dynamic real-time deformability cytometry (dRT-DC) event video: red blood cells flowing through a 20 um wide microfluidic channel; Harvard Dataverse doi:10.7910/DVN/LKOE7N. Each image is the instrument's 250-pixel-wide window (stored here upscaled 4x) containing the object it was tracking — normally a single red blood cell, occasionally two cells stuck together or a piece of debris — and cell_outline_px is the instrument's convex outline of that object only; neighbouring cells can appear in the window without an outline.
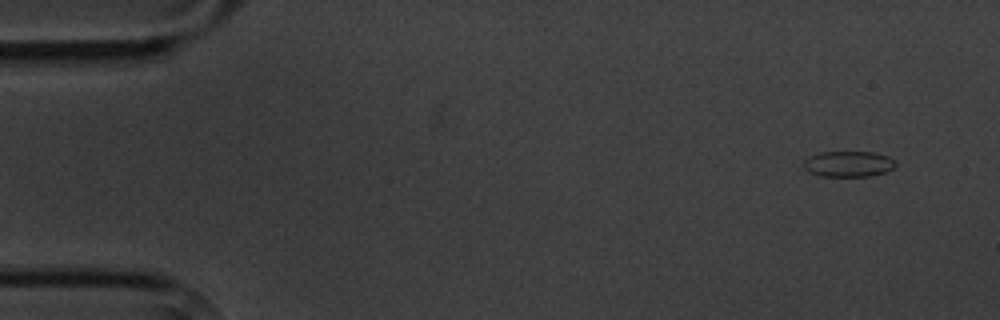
{"species": "common noctule bat (a hibernating species)", "species_latin": "Nyctalus noctula", "temperature_condition": "cold", "stored_images_in_passage": 8, "camera_frame_rate_fps": 3000, "um_per_image_px": 0.085, "animal": {"sex": "male", "body_mass_g": 20.1, "forearm_length_mm": 53.5}, "frame": {"image": 1, "passage_image": 1, "time_ms": 0.0, "image_size_px": [1000, 320], "cell_outline_px": [[896, 164], [892, 168], [884, 172], [872, 176], [820, 176], [808, 172], [804, 168], [804, 160], [808, 156], [820, 152], [872, 152], [888, 156], [896, 160]], "centroid_in_image_um": [72.1, 13.93], "position_along_channel_um": 12.9, "area_um2": 13.87}}
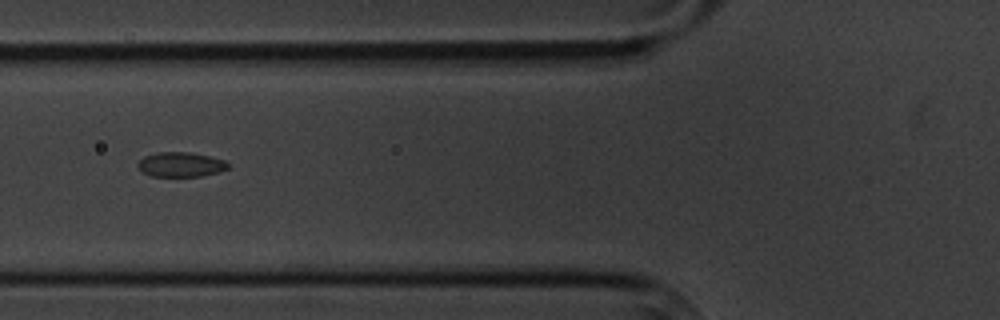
{"frame": {"image": 2, "passage_image": 6, "time_ms": 6.0, "image_size_px": [1000, 320], "cell_outline_px": [[228, 168], [216, 172], [200, 176], [152, 176], [144, 172], [136, 164], [144, 156], [156, 152], [188, 152], [208, 156], [224, 160], [228, 164]], "centroid_in_image_um": [15.33, 13.97], "position_along_channel_um": 110.5, "area_um2": 12.72}}
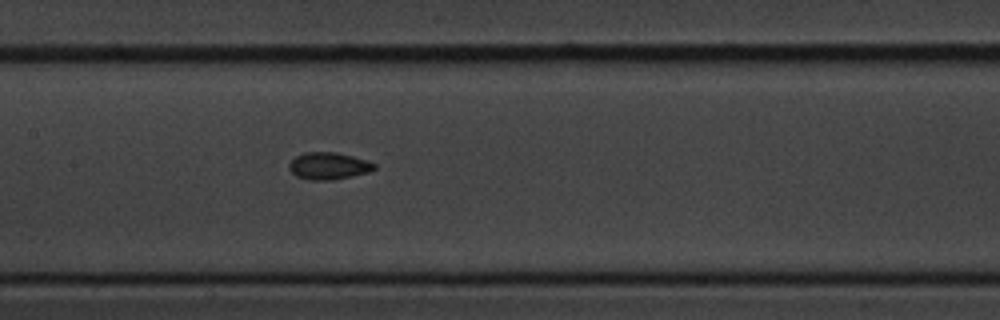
{"frame": {"image": 3, "passage_image": 8, "time_ms": 8.0, "image_size_px": [1000, 320], "cell_outline_px": [[376, 168], [368, 172], [352, 176], [332, 180], [308, 180], [296, 176], [288, 168], [288, 164], [296, 156], [304, 152], [336, 152], [352, 156], [376, 164]], "centroid_in_image_um": [27.9, 14.11], "position_along_channel_um": 179.5, "area_um2": 13.41}}